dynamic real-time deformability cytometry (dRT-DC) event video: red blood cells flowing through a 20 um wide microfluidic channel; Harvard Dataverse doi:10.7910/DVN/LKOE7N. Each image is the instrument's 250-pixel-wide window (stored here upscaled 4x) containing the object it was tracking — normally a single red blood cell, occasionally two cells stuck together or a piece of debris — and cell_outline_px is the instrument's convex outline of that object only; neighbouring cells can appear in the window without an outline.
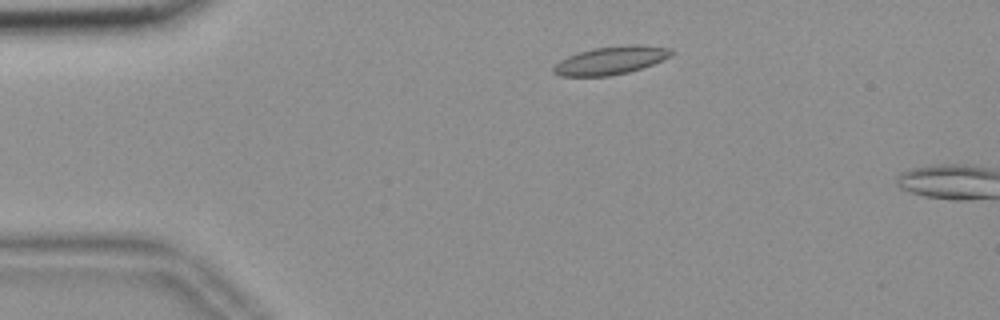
{"species": "common noctule bat (a hibernating species)", "species_latin": "Nyctalus noctula", "temperature_condition": "room temperature", "stored_images_in_passage": 8, "camera_frame_rate_fps": 3000, "um_per_image_px": 0.085, "animal": {"sex": "female", "body_mass_g": 18.4}, "frame": {"image": 1, "passage_image": 6, "time_ms": 1.667, "image_size_px": [1000, 320], "cell_outline_px": [[676, 52], [672, 56], [652, 64], [628, 72], [608, 76], [560, 76], [552, 72], [552, 68], [560, 60], [568, 56], [580, 52], [596, 48], [628, 44], [636, 44], [668, 48]], "centroid_in_image_um": [51.92, 5.13], "position_along_channel_um": 33.1, "area_um2": 19.13}}